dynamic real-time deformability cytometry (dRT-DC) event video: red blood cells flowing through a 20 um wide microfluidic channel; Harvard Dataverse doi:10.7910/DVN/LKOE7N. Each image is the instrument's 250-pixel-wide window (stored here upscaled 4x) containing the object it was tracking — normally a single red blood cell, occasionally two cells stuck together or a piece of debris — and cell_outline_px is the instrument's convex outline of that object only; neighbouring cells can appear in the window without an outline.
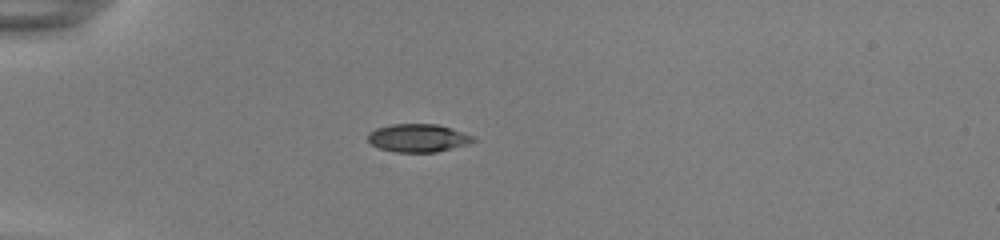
{"species": "common noctule bat (a hibernating species)", "species_latin": "Nyctalus noctula", "temperature_condition": "room temperature", "stored_images_in_passage": 38, "camera_frame_rate_fps": 3000, "um_per_image_px": 0.085, "animal": {"sex": "female", "body_mass_g": 22.0, "forearm_length_mm": 56.7}, "frame": {"image": 1, "passage_image": 1, "time_ms": 0.0, "image_size_px": [1000, 240], "cell_outline_px": [[476, 140], [468, 144], [436, 152], [392, 152], [380, 148], [372, 144], [368, 140], [368, 132], [376, 128], [392, 124], [436, 124], [472, 136]], "centroid_in_image_um": [35.48, 11.73], "position_along_channel_um": 49.5, "area_um2": 16.99}}
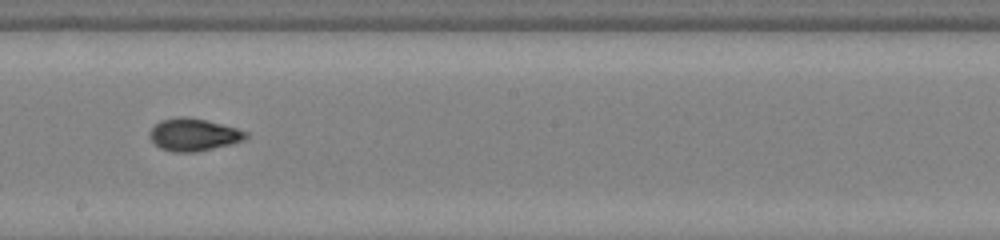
{"frame": {"image": 2, "passage_image": 17, "time_ms": 5.333, "image_size_px": [1000, 240], "cell_outline_px": [[248, 136], [244, 140], [232, 144], [196, 152], [172, 152], [160, 148], [152, 140], [152, 128], [160, 120], [180, 116], [188, 116], [236, 128], [248, 132]], "centroid_in_image_um": [16.49, 11.45], "position_along_channel_um": 231.7, "area_um2": 17.98}}
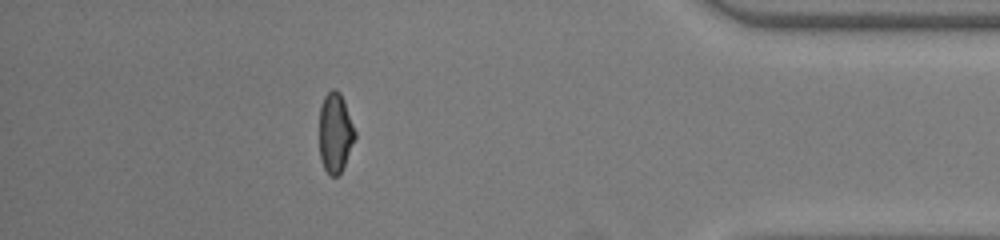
{"frame": {"image": 3, "passage_image": 33, "time_ms": 10.667, "image_size_px": [1000, 240], "cell_outline_px": [[356, 136], [344, 164], [340, 172], [336, 176], [332, 176], [324, 168], [320, 156], [320, 104], [324, 96], [332, 88], [336, 88], [340, 92], [344, 100], [356, 132]], "centroid_in_image_um": [28.49, 11.22], "position_along_channel_um": 406.7, "area_um2": 16.42}, "authors_computed_cell_mechanics": {"area_um2": 17.629, "velocity_mm_per_s": 3.8884, "shape_relaxation_time_tau1_ms": 4.0606, "shape_relaxation_time_tau2_ms": 1.1259, "deformation_change_tau1": 0.1623, "deformation_change_tau2": 0.0573}}